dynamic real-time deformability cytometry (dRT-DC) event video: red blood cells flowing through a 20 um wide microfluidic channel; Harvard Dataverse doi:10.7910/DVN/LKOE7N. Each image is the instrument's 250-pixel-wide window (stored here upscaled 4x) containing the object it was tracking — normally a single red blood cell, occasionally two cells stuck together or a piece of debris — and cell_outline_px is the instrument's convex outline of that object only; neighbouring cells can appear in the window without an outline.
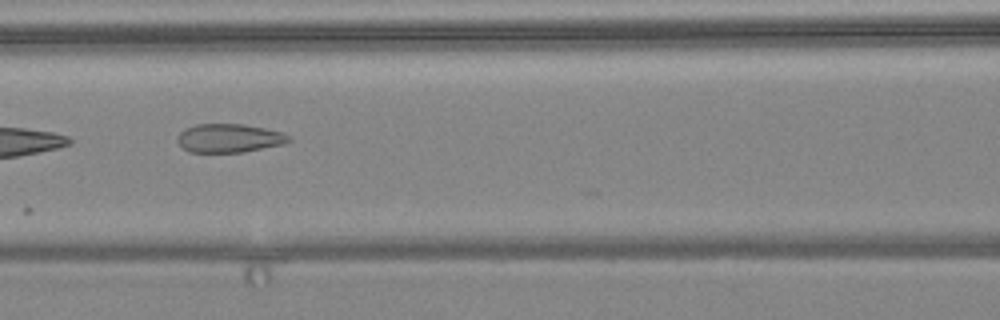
{"species": "common noctule bat (a hibernating species)", "species_latin": "Nyctalus noctula", "temperature_condition": "warm", "stored_images_in_passage": 8, "camera_frame_rate_fps": 3000, "um_per_image_px": 0.085, "animal": {"sex": "female", "body_mass_g": 24.6, "forearm_length_mm": 56.2}, "frame": {"image": 1, "passage_image": 7, "time_ms": 7.0, "image_size_px": [1000, 320], "cell_outline_px": [[292, 140], [284, 144], [244, 152], [188, 152], [176, 140], [176, 136], [184, 128], [196, 124], [244, 124], [264, 128], [280, 132], [288, 136]], "centroid_in_image_um": [19.44, 11.74], "position_along_channel_um": 147.2, "area_um2": 18.61}}